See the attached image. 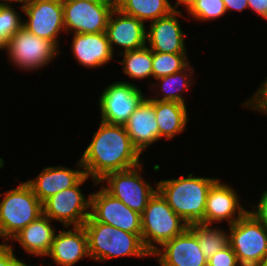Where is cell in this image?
<instances>
[{
  "instance_id": "1",
  "label": "cell",
  "mask_w": 267,
  "mask_h": 266,
  "mask_svg": "<svg viewBox=\"0 0 267 266\" xmlns=\"http://www.w3.org/2000/svg\"><path fill=\"white\" fill-rule=\"evenodd\" d=\"M124 125L100 121L98 130L80 158L85 175L98 185L106 174L130 169L143 162Z\"/></svg>"
},
{
  "instance_id": "2",
  "label": "cell",
  "mask_w": 267,
  "mask_h": 266,
  "mask_svg": "<svg viewBox=\"0 0 267 266\" xmlns=\"http://www.w3.org/2000/svg\"><path fill=\"white\" fill-rule=\"evenodd\" d=\"M217 180L189 173L186 177L160 180L156 188L172 210L189 225L204 223L207 194Z\"/></svg>"
},
{
  "instance_id": "3",
  "label": "cell",
  "mask_w": 267,
  "mask_h": 266,
  "mask_svg": "<svg viewBox=\"0 0 267 266\" xmlns=\"http://www.w3.org/2000/svg\"><path fill=\"white\" fill-rule=\"evenodd\" d=\"M88 236V253L94 262L125 256L145 258L151 253L144 247L141 234L129 233L91 216L83 224Z\"/></svg>"
},
{
  "instance_id": "4",
  "label": "cell",
  "mask_w": 267,
  "mask_h": 266,
  "mask_svg": "<svg viewBox=\"0 0 267 266\" xmlns=\"http://www.w3.org/2000/svg\"><path fill=\"white\" fill-rule=\"evenodd\" d=\"M4 194L0 200V238L9 243L23 228L43 214V208L26 182H21Z\"/></svg>"
},
{
  "instance_id": "5",
  "label": "cell",
  "mask_w": 267,
  "mask_h": 266,
  "mask_svg": "<svg viewBox=\"0 0 267 266\" xmlns=\"http://www.w3.org/2000/svg\"><path fill=\"white\" fill-rule=\"evenodd\" d=\"M188 227V223L172 210L158 191L149 199L141 214V239L151 254L158 245L173 239Z\"/></svg>"
},
{
  "instance_id": "6",
  "label": "cell",
  "mask_w": 267,
  "mask_h": 266,
  "mask_svg": "<svg viewBox=\"0 0 267 266\" xmlns=\"http://www.w3.org/2000/svg\"><path fill=\"white\" fill-rule=\"evenodd\" d=\"M228 244L241 266H259L267 255V229L247 212L229 225Z\"/></svg>"
},
{
  "instance_id": "7",
  "label": "cell",
  "mask_w": 267,
  "mask_h": 266,
  "mask_svg": "<svg viewBox=\"0 0 267 266\" xmlns=\"http://www.w3.org/2000/svg\"><path fill=\"white\" fill-rule=\"evenodd\" d=\"M3 50L14 67L23 71L42 69L60 53L52 41L36 36L23 26L8 39Z\"/></svg>"
},
{
  "instance_id": "8",
  "label": "cell",
  "mask_w": 267,
  "mask_h": 266,
  "mask_svg": "<svg viewBox=\"0 0 267 266\" xmlns=\"http://www.w3.org/2000/svg\"><path fill=\"white\" fill-rule=\"evenodd\" d=\"M142 164L130 169L108 173L98 181V184H106H102L101 186L109 194L121 200L127 207L140 214L144 212L149 199L157 191V188L154 189L142 177Z\"/></svg>"
},
{
  "instance_id": "9",
  "label": "cell",
  "mask_w": 267,
  "mask_h": 266,
  "mask_svg": "<svg viewBox=\"0 0 267 266\" xmlns=\"http://www.w3.org/2000/svg\"><path fill=\"white\" fill-rule=\"evenodd\" d=\"M88 178L85 175L75 186L48 198L42 204L43 214L52 221H59L65 228L83 226L90 216L91 194L85 197L80 187Z\"/></svg>"
},
{
  "instance_id": "10",
  "label": "cell",
  "mask_w": 267,
  "mask_h": 266,
  "mask_svg": "<svg viewBox=\"0 0 267 266\" xmlns=\"http://www.w3.org/2000/svg\"><path fill=\"white\" fill-rule=\"evenodd\" d=\"M144 98L142 90L128 81L106 86L98 101L101 121L124 125Z\"/></svg>"
},
{
  "instance_id": "11",
  "label": "cell",
  "mask_w": 267,
  "mask_h": 266,
  "mask_svg": "<svg viewBox=\"0 0 267 266\" xmlns=\"http://www.w3.org/2000/svg\"><path fill=\"white\" fill-rule=\"evenodd\" d=\"M19 7L28 18L23 27L59 48L58 36L62 31L66 33L62 0H25Z\"/></svg>"
},
{
  "instance_id": "12",
  "label": "cell",
  "mask_w": 267,
  "mask_h": 266,
  "mask_svg": "<svg viewBox=\"0 0 267 266\" xmlns=\"http://www.w3.org/2000/svg\"><path fill=\"white\" fill-rule=\"evenodd\" d=\"M66 33L105 32L116 3H93L86 0H62Z\"/></svg>"
},
{
  "instance_id": "13",
  "label": "cell",
  "mask_w": 267,
  "mask_h": 266,
  "mask_svg": "<svg viewBox=\"0 0 267 266\" xmlns=\"http://www.w3.org/2000/svg\"><path fill=\"white\" fill-rule=\"evenodd\" d=\"M91 195L90 216L97 222L123 231L141 234V214L127 207L102 186Z\"/></svg>"
},
{
  "instance_id": "14",
  "label": "cell",
  "mask_w": 267,
  "mask_h": 266,
  "mask_svg": "<svg viewBox=\"0 0 267 266\" xmlns=\"http://www.w3.org/2000/svg\"><path fill=\"white\" fill-rule=\"evenodd\" d=\"M151 256L160 266H207L198 238L188 227L183 233L164 242Z\"/></svg>"
},
{
  "instance_id": "15",
  "label": "cell",
  "mask_w": 267,
  "mask_h": 266,
  "mask_svg": "<svg viewBox=\"0 0 267 266\" xmlns=\"http://www.w3.org/2000/svg\"><path fill=\"white\" fill-rule=\"evenodd\" d=\"M217 180L209 189L204 211V224L221 223L224 220L232 225L249 210L240 203L239 195L228 184Z\"/></svg>"
},
{
  "instance_id": "16",
  "label": "cell",
  "mask_w": 267,
  "mask_h": 266,
  "mask_svg": "<svg viewBox=\"0 0 267 266\" xmlns=\"http://www.w3.org/2000/svg\"><path fill=\"white\" fill-rule=\"evenodd\" d=\"M178 16H183L182 11L174 10L165 17L149 22L146 46L153 52L187 53L184 42L187 35L181 29Z\"/></svg>"
},
{
  "instance_id": "17",
  "label": "cell",
  "mask_w": 267,
  "mask_h": 266,
  "mask_svg": "<svg viewBox=\"0 0 267 266\" xmlns=\"http://www.w3.org/2000/svg\"><path fill=\"white\" fill-rule=\"evenodd\" d=\"M146 29L144 22L123 14L115 7L110 14L105 33L113 53L115 46L123 48L120 54L146 46Z\"/></svg>"
},
{
  "instance_id": "18",
  "label": "cell",
  "mask_w": 267,
  "mask_h": 266,
  "mask_svg": "<svg viewBox=\"0 0 267 266\" xmlns=\"http://www.w3.org/2000/svg\"><path fill=\"white\" fill-rule=\"evenodd\" d=\"M76 167L81 169L72 170L65 166L45 167L36 178L27 180L26 183L43 204L59 191L75 186L85 176L80 159Z\"/></svg>"
},
{
  "instance_id": "19",
  "label": "cell",
  "mask_w": 267,
  "mask_h": 266,
  "mask_svg": "<svg viewBox=\"0 0 267 266\" xmlns=\"http://www.w3.org/2000/svg\"><path fill=\"white\" fill-rule=\"evenodd\" d=\"M133 145L143 151L159 140V129L156 121L154 100L145 97L124 124Z\"/></svg>"
},
{
  "instance_id": "20",
  "label": "cell",
  "mask_w": 267,
  "mask_h": 266,
  "mask_svg": "<svg viewBox=\"0 0 267 266\" xmlns=\"http://www.w3.org/2000/svg\"><path fill=\"white\" fill-rule=\"evenodd\" d=\"M47 256H50L58 266H74L85 256L89 258L85 228L78 226L72 227L71 230L56 232Z\"/></svg>"
},
{
  "instance_id": "21",
  "label": "cell",
  "mask_w": 267,
  "mask_h": 266,
  "mask_svg": "<svg viewBox=\"0 0 267 266\" xmlns=\"http://www.w3.org/2000/svg\"><path fill=\"white\" fill-rule=\"evenodd\" d=\"M71 47L77 62L89 69L99 68L114 59L105 32L76 33L73 35Z\"/></svg>"
},
{
  "instance_id": "22",
  "label": "cell",
  "mask_w": 267,
  "mask_h": 266,
  "mask_svg": "<svg viewBox=\"0 0 267 266\" xmlns=\"http://www.w3.org/2000/svg\"><path fill=\"white\" fill-rule=\"evenodd\" d=\"M50 222L51 219L42 214L16 234L11 241L19 242L28 254L45 257L51 249L56 233Z\"/></svg>"
},
{
  "instance_id": "23",
  "label": "cell",
  "mask_w": 267,
  "mask_h": 266,
  "mask_svg": "<svg viewBox=\"0 0 267 266\" xmlns=\"http://www.w3.org/2000/svg\"><path fill=\"white\" fill-rule=\"evenodd\" d=\"M159 139L171 140L186 129L188 110L186 104L180 102L154 100Z\"/></svg>"
},
{
  "instance_id": "24",
  "label": "cell",
  "mask_w": 267,
  "mask_h": 266,
  "mask_svg": "<svg viewBox=\"0 0 267 266\" xmlns=\"http://www.w3.org/2000/svg\"><path fill=\"white\" fill-rule=\"evenodd\" d=\"M193 72L194 68L193 66L191 67L189 63L184 69L179 72L156 79L158 80L157 84L151 83V89L152 87L156 88V86L158 85L157 88L160 87V90H157L156 92H159V96L157 95L155 96V98L150 96V99L158 101L180 102L186 104L185 97L183 98L182 95L183 92L188 90L193 84Z\"/></svg>"
},
{
  "instance_id": "25",
  "label": "cell",
  "mask_w": 267,
  "mask_h": 266,
  "mask_svg": "<svg viewBox=\"0 0 267 266\" xmlns=\"http://www.w3.org/2000/svg\"><path fill=\"white\" fill-rule=\"evenodd\" d=\"M168 0H116V8L123 14L145 22L169 15L173 10Z\"/></svg>"
},
{
  "instance_id": "26",
  "label": "cell",
  "mask_w": 267,
  "mask_h": 266,
  "mask_svg": "<svg viewBox=\"0 0 267 266\" xmlns=\"http://www.w3.org/2000/svg\"><path fill=\"white\" fill-rule=\"evenodd\" d=\"M189 228L198 238L200 249L207 260L228 245V233L219 227H212V224L193 223L189 224Z\"/></svg>"
},
{
  "instance_id": "27",
  "label": "cell",
  "mask_w": 267,
  "mask_h": 266,
  "mask_svg": "<svg viewBox=\"0 0 267 266\" xmlns=\"http://www.w3.org/2000/svg\"><path fill=\"white\" fill-rule=\"evenodd\" d=\"M123 60L122 64L124 74L133 79L152 78V50L147 46L143 48L120 53Z\"/></svg>"
},
{
  "instance_id": "28",
  "label": "cell",
  "mask_w": 267,
  "mask_h": 266,
  "mask_svg": "<svg viewBox=\"0 0 267 266\" xmlns=\"http://www.w3.org/2000/svg\"><path fill=\"white\" fill-rule=\"evenodd\" d=\"M187 53H160L152 51V77L158 79L184 69L188 64Z\"/></svg>"
},
{
  "instance_id": "29",
  "label": "cell",
  "mask_w": 267,
  "mask_h": 266,
  "mask_svg": "<svg viewBox=\"0 0 267 266\" xmlns=\"http://www.w3.org/2000/svg\"><path fill=\"white\" fill-rule=\"evenodd\" d=\"M23 21L19 11L12 5L0 6V51H3L9 38L21 27Z\"/></svg>"
},
{
  "instance_id": "30",
  "label": "cell",
  "mask_w": 267,
  "mask_h": 266,
  "mask_svg": "<svg viewBox=\"0 0 267 266\" xmlns=\"http://www.w3.org/2000/svg\"><path fill=\"white\" fill-rule=\"evenodd\" d=\"M186 12L201 22L214 21L227 13L223 0H196Z\"/></svg>"
},
{
  "instance_id": "31",
  "label": "cell",
  "mask_w": 267,
  "mask_h": 266,
  "mask_svg": "<svg viewBox=\"0 0 267 266\" xmlns=\"http://www.w3.org/2000/svg\"><path fill=\"white\" fill-rule=\"evenodd\" d=\"M241 106H247V108L259 111L260 114L267 116V77L256 92L246 102L244 101Z\"/></svg>"
},
{
  "instance_id": "32",
  "label": "cell",
  "mask_w": 267,
  "mask_h": 266,
  "mask_svg": "<svg viewBox=\"0 0 267 266\" xmlns=\"http://www.w3.org/2000/svg\"><path fill=\"white\" fill-rule=\"evenodd\" d=\"M207 266H241L237 256L231 246L228 244L222 250L217 251L207 260Z\"/></svg>"
},
{
  "instance_id": "33",
  "label": "cell",
  "mask_w": 267,
  "mask_h": 266,
  "mask_svg": "<svg viewBox=\"0 0 267 266\" xmlns=\"http://www.w3.org/2000/svg\"><path fill=\"white\" fill-rule=\"evenodd\" d=\"M25 260L16 258L14 249L5 242L0 244V266H31L24 263Z\"/></svg>"
},
{
  "instance_id": "34",
  "label": "cell",
  "mask_w": 267,
  "mask_h": 266,
  "mask_svg": "<svg viewBox=\"0 0 267 266\" xmlns=\"http://www.w3.org/2000/svg\"><path fill=\"white\" fill-rule=\"evenodd\" d=\"M251 206H253L254 211L249 210L248 212L267 229V190L261 194L258 204Z\"/></svg>"
},
{
  "instance_id": "35",
  "label": "cell",
  "mask_w": 267,
  "mask_h": 266,
  "mask_svg": "<svg viewBox=\"0 0 267 266\" xmlns=\"http://www.w3.org/2000/svg\"><path fill=\"white\" fill-rule=\"evenodd\" d=\"M248 7L257 15L267 20V0H247Z\"/></svg>"
},
{
  "instance_id": "36",
  "label": "cell",
  "mask_w": 267,
  "mask_h": 266,
  "mask_svg": "<svg viewBox=\"0 0 267 266\" xmlns=\"http://www.w3.org/2000/svg\"><path fill=\"white\" fill-rule=\"evenodd\" d=\"M226 11L229 10H237L238 12H242L243 10L249 8L247 0H223Z\"/></svg>"
},
{
  "instance_id": "37",
  "label": "cell",
  "mask_w": 267,
  "mask_h": 266,
  "mask_svg": "<svg viewBox=\"0 0 267 266\" xmlns=\"http://www.w3.org/2000/svg\"><path fill=\"white\" fill-rule=\"evenodd\" d=\"M195 1L196 0H176V3L174 5H171V6H172L173 10L178 11V7L183 5V7H185L186 10H188Z\"/></svg>"
},
{
  "instance_id": "38",
  "label": "cell",
  "mask_w": 267,
  "mask_h": 266,
  "mask_svg": "<svg viewBox=\"0 0 267 266\" xmlns=\"http://www.w3.org/2000/svg\"><path fill=\"white\" fill-rule=\"evenodd\" d=\"M2 1V2H1ZM25 0H0V6H4V5H12V3L14 2H19V3H22L24 2Z\"/></svg>"
},
{
  "instance_id": "39",
  "label": "cell",
  "mask_w": 267,
  "mask_h": 266,
  "mask_svg": "<svg viewBox=\"0 0 267 266\" xmlns=\"http://www.w3.org/2000/svg\"><path fill=\"white\" fill-rule=\"evenodd\" d=\"M93 3H116V0H86Z\"/></svg>"
},
{
  "instance_id": "40",
  "label": "cell",
  "mask_w": 267,
  "mask_h": 266,
  "mask_svg": "<svg viewBox=\"0 0 267 266\" xmlns=\"http://www.w3.org/2000/svg\"><path fill=\"white\" fill-rule=\"evenodd\" d=\"M259 266H267V255L265 256V258L263 259V261Z\"/></svg>"
},
{
  "instance_id": "41",
  "label": "cell",
  "mask_w": 267,
  "mask_h": 266,
  "mask_svg": "<svg viewBox=\"0 0 267 266\" xmlns=\"http://www.w3.org/2000/svg\"><path fill=\"white\" fill-rule=\"evenodd\" d=\"M4 166V162H3V159L0 158V168H2Z\"/></svg>"
}]
</instances>
